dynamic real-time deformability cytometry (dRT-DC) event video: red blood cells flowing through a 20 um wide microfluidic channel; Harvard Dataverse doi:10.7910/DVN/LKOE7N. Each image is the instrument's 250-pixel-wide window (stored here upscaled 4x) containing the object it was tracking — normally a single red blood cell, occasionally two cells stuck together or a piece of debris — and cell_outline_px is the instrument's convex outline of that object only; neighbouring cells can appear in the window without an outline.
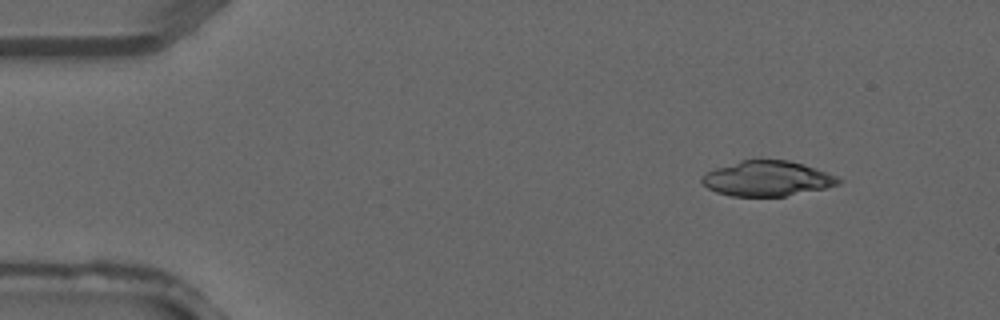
{"species": "common noctule bat (a hibernating species)", "species_latin": "Nyctalus noctula", "temperature_condition": "warm", "stored_images_in_passage": 3, "camera_frame_rate_fps": 3000, "um_per_image_px": 0.085, "animal": {"sex": "male", "forearm_length_mm": 52.5}, "frame": {"image": 1, "passage_image": 1, "time_ms": 0.0, "image_size_px": [1000, 320], "cell_outline_px": [[844, 180], [840, 184], [824, 188], [784, 196], [732, 196], [716, 192], [708, 188], [700, 180], [700, 176], [704, 172], [740, 160], [788, 160], [804, 164], [816, 168], [836, 176]], "centroid_in_image_um": [65.19, 15.17], "position_along_channel_um": 19.8, "area_um2": 27.98}}